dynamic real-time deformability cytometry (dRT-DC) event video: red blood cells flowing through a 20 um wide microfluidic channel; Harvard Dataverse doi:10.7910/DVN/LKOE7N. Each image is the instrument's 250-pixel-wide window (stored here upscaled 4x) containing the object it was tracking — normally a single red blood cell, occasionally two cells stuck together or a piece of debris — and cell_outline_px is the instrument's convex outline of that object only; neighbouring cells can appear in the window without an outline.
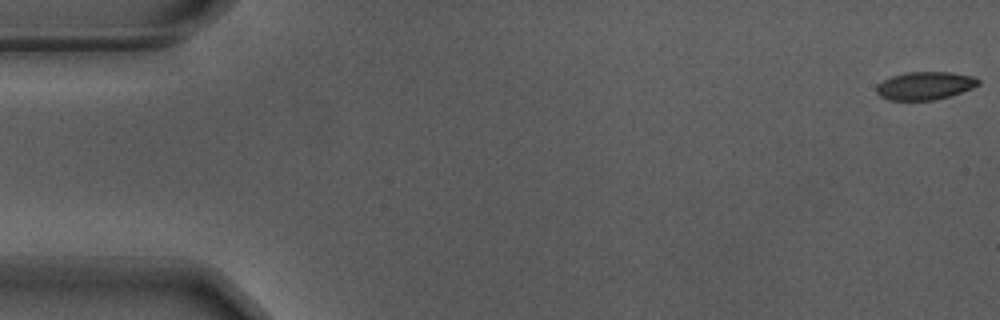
{"species": "Egyptian fruit bat (a non-hibernating species)", "species_latin": "Rousettus aegyptiacus", "temperature_condition": "warm", "stored_images_in_passage": 54, "camera_frame_rate_fps": 3000, "um_per_image_px": 0.085, "animal": {"sex": "male"}, "frame": {"image": 1, "passage_image": 1, "time_ms": 0.0, "image_size_px": [1000, 320], "cell_outline_px": [[980, 84], [972, 88], [948, 96], [932, 100], [888, 100], [880, 96], [876, 92], [876, 88], [884, 80], [892, 76], [908, 72], [952, 72], [976, 76], [980, 80]], "centroid_in_image_um": [78.66, 7.27], "position_along_channel_um": 6.3, "area_um2": 16.53}}
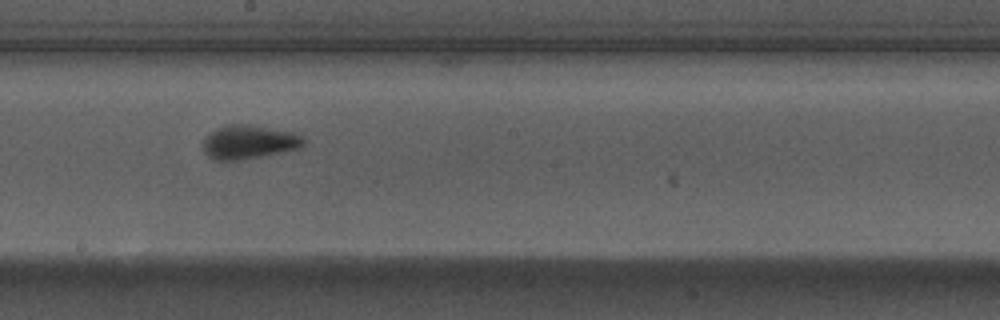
{"frame": {"image": 2, "passage_image": 31, "time_ms": 10.0, "image_size_px": [1000, 320], "cell_outline_px": [[304, 144], [300, 148], [240, 160], [212, 160], [204, 152], [204, 140], [216, 128], [224, 124], [248, 124], [292, 132], [300, 136], [304, 140]], "centroid_in_image_um": [21.13, 12.07], "position_along_channel_um": 227.1, "area_um2": 19.54}}
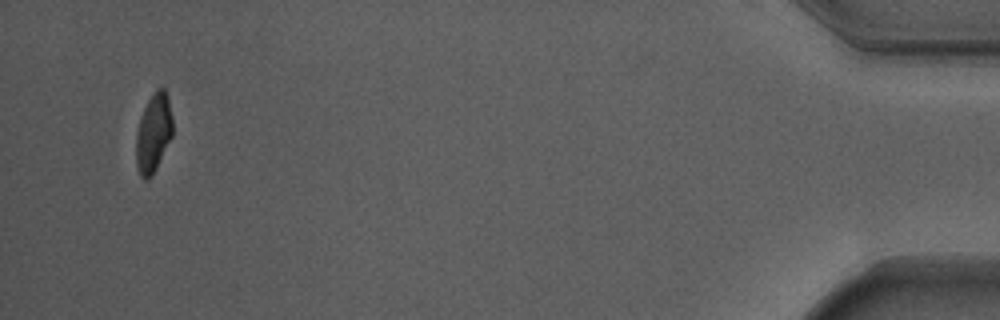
{"frame": {"image": 3, "passage_image": 54, "time_ms": 17.667, "image_size_px": [1000, 320], "cell_outline_px": [[172, 136], [152, 176], [148, 180], [144, 180], [140, 176], [136, 164], [136, 132], [140, 116], [148, 100], [156, 88], [164, 88], [168, 96], [172, 120]], "centroid_in_image_um": [13.03, 11.31], "position_along_channel_um": 422.2, "area_um2": 16.82}, "authors_computed_cell_mechanics": {"area_um2": 18.0914, "velocity_mm_per_s": 3.6936, "shape_relaxation_time_tau1_ms": 2.4697, "shape_relaxation_time_tau2_ms": null, "deformation_change_tau1": 0.1526, "deformation_change_tau2": null}}